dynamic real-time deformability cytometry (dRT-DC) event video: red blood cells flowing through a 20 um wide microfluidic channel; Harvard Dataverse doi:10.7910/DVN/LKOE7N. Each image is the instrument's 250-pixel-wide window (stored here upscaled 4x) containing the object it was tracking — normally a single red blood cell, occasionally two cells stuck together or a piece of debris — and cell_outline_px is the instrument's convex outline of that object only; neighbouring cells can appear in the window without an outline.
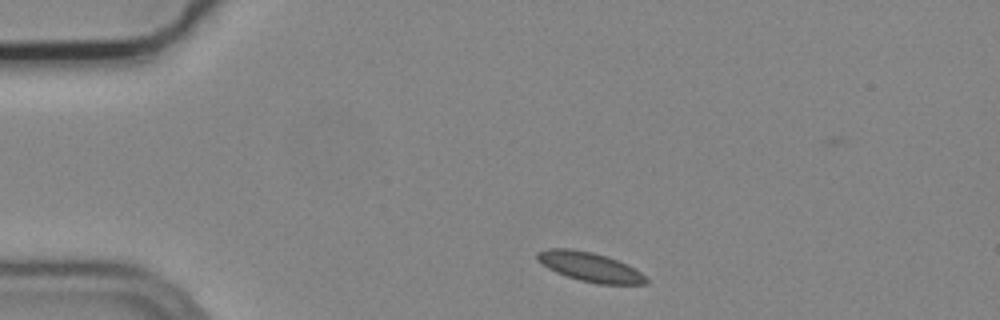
{"species": "common noctule bat (a hibernating species)", "species_latin": "Nyctalus noctula", "temperature_condition": "cold", "stored_images_in_passage": 3, "camera_frame_rate_fps": 3000, "um_per_image_px": 0.085, "animal": {"sex": "male", "body_mass_g": 19.2, "forearm_length_mm": 51.8}, "frame": {"image": 1, "passage_image": 1, "time_ms": 0.0, "image_size_px": [1000, 320], "cell_outline_px": [[648, 284], [596, 284], [580, 280], [556, 272], [548, 268], [536, 256], [536, 252], [548, 248], [572, 248], [592, 252], [616, 260], [640, 272], [648, 280]], "centroid_in_image_um": [50.12, 22.68], "position_along_channel_um": 34.9, "area_um2": 18.21}}
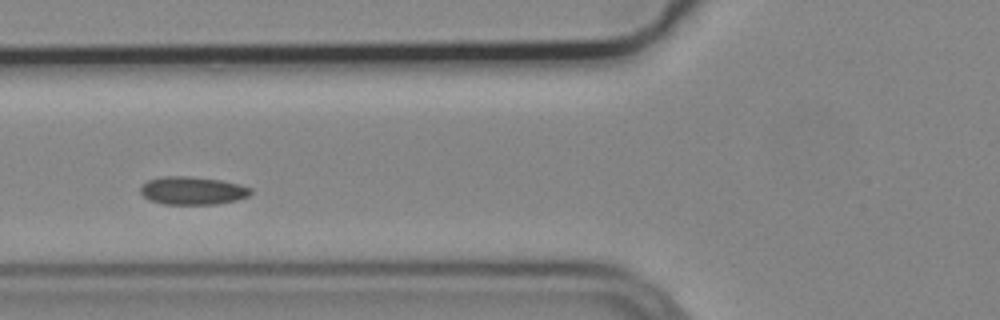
{"frame": {"image": 2, "passage_image": 3, "time_ms": 0.667, "image_size_px": [1000, 320], "cell_outline_px": [[252, 192], [248, 196], [236, 200], [216, 204], [164, 204], [148, 200], [140, 192], [140, 188], [148, 180], [160, 176], [188, 176], [220, 180], [252, 188]], "centroid_in_image_um": [16.34, 16.2], "position_along_channel_um": 109.5, "area_um2": 17.92}}